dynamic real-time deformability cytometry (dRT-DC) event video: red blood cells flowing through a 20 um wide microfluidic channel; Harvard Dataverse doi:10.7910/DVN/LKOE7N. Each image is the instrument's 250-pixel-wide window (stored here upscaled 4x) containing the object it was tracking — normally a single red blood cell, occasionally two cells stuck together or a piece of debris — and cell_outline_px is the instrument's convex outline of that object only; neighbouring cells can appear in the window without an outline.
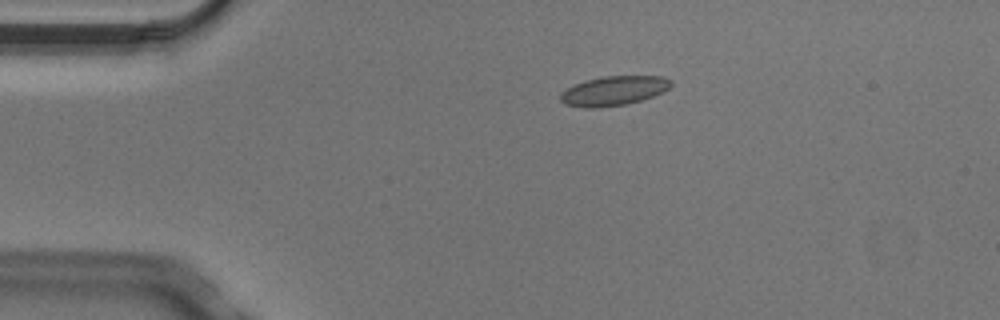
{"species": "Egyptian fruit bat (a non-hibernating species)", "species_latin": "Rousettus aegyptiacus", "temperature_condition": "cold", "stored_images_in_passage": 2, "camera_frame_rate_fps": 3000, "um_per_image_px": 0.085, "animal": {"sex": "male"}, "frame": {"image": 1, "passage_image": 1, "time_ms": 0.0, "image_size_px": [1000, 320], "cell_outline_px": [[672, 84], [664, 92], [640, 100], [624, 104], [600, 108], [584, 108], [564, 104], [560, 100], [560, 92], [584, 80], [600, 76], [664, 76], [672, 80]], "centroid_in_image_um": [52.15, 7.71], "position_along_channel_um": 32.8, "area_um2": 19.07}}